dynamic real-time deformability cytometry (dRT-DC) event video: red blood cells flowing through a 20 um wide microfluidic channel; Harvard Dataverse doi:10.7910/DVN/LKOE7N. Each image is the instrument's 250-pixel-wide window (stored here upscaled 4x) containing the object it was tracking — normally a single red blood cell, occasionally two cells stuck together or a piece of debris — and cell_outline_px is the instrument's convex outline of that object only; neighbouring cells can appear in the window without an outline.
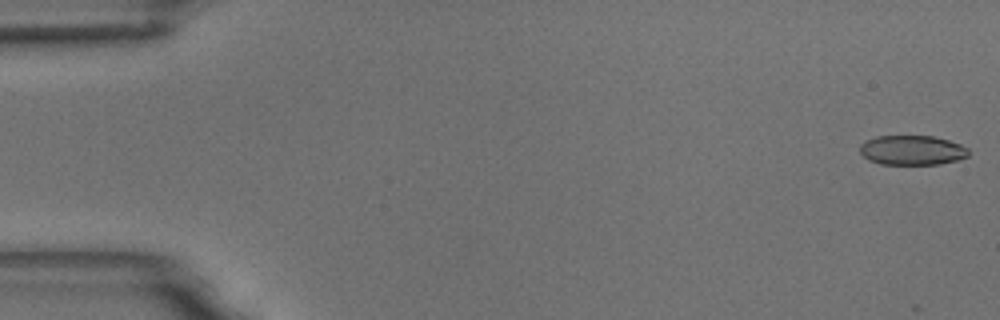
{"species": "common noctule bat (a hibernating species)", "species_latin": "Nyctalus noctula", "temperature_condition": "room temperature", "stored_images_in_passage": 17, "camera_frame_rate_fps": 3000, "um_per_image_px": 0.085, "animal": {"sex": "male", "body_mass_g": 18.8}, "frame": {"image": 1, "passage_image": 1, "time_ms": 0.0, "image_size_px": [1000, 320], "cell_outline_px": [[968, 156], [956, 160], [940, 164], [880, 164], [868, 160], [860, 152], [860, 144], [864, 140], [876, 136], [932, 136], [948, 140], [960, 144], [968, 148]], "centroid_in_image_um": [77.5, 12.76], "position_along_channel_um": 7.5, "area_um2": 18.79}}